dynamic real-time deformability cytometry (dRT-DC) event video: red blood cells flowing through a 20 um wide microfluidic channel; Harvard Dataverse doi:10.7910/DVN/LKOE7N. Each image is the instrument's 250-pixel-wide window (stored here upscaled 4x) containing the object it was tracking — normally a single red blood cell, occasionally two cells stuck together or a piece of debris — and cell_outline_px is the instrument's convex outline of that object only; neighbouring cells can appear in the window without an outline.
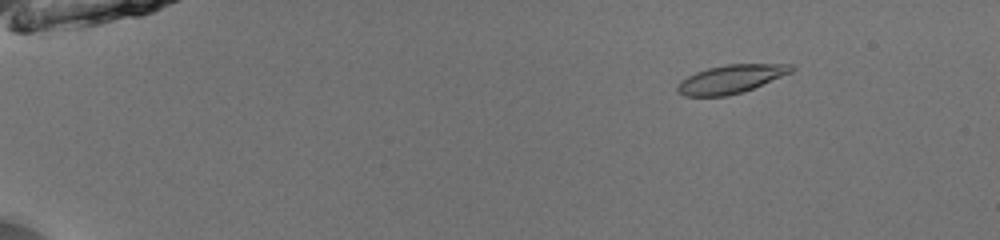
{"species": "common noctule bat (a hibernating species)", "species_latin": "Nyctalus noctula", "temperature_condition": "room temperature", "stored_images_in_passage": 54, "camera_frame_rate_fps": 3000, "um_per_image_px": 0.085, "animal": {"sex": "male", "body_mass_g": 13.0, "forearm_length_mm": 53.1}, "frame": {"image": 1, "passage_image": 9, "time_ms": 2.667, "image_size_px": [1000, 240], "cell_outline_px": [[796, 68], [792, 72], [752, 88], [728, 96], [684, 96], [676, 92], [676, 88], [680, 80], [696, 72], [708, 68], [728, 64], [792, 64]], "centroid_in_image_um": [62.1, 6.72], "position_along_channel_um": 22.9, "area_um2": 18.73}}
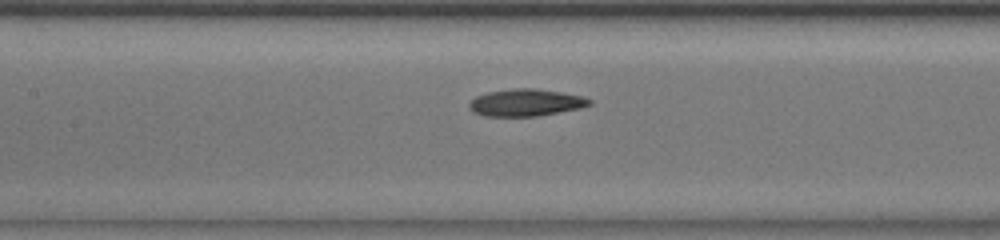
{"frame": {"image": 2, "passage_image": 28, "time_ms": 9.0, "image_size_px": [1000, 240], "cell_outline_px": [[592, 104], [580, 108], [536, 116], [484, 116], [472, 112], [468, 108], [468, 104], [476, 96], [488, 92], [516, 88], [536, 88], [584, 96], [592, 100]], "centroid_in_image_um": [44.69, 8.72], "position_along_channel_um": 162.7, "area_um2": 19.02}}
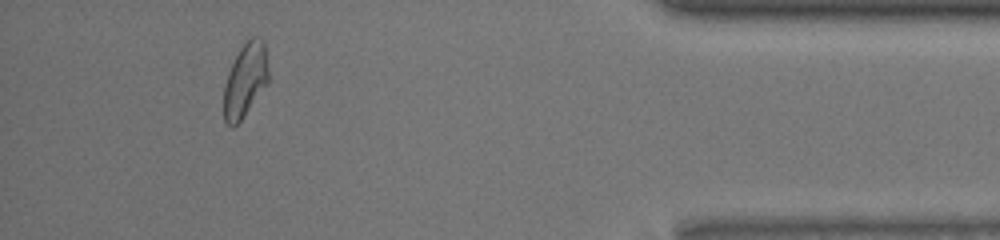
{"frame": {"image": 3, "passage_image": 50, "time_ms": 16.333, "image_size_px": [1000, 240], "cell_outline_px": [[268, 80], [244, 116], [232, 128], [224, 120], [224, 84], [228, 72], [240, 48], [252, 36], [260, 36], [264, 44], [268, 68]], "centroid_in_image_um": [20.83, 6.8], "position_along_channel_um": 414.4, "area_um2": 18.79}, "authors_computed_cell_mechanics": {"area_um2": 18.785, "velocity_mm_per_s": 3.9755, "shape_relaxation_time_tau1_ms": 5.7257, "shape_relaxation_time_tau2_ms": 4.4012, "deformation_change_tau1": 0.1601, "deformation_change_tau2": 0.0992}}